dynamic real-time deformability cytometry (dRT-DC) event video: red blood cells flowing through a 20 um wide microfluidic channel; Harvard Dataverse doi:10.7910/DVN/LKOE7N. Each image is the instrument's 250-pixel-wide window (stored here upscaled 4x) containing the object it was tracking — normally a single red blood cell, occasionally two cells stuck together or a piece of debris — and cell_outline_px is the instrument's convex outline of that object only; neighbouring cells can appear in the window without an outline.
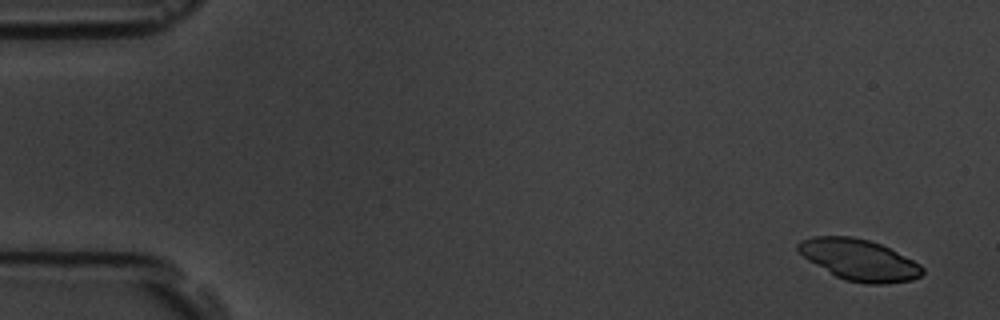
{"species": "common noctule bat (a hibernating species)", "species_latin": "Nyctalus noctula", "temperature_condition": "room temperature", "stored_images_in_passage": 5, "camera_frame_rate_fps": 3000, "um_per_image_px": 0.085, "animal": {"sex": "male", "body_mass_g": 19.5, "forearm_length_mm": 54.6}, "frame": {"image": 1, "passage_image": 1, "time_ms": 0.0, "image_size_px": [1000, 320], "cell_outline_px": [[924, 272], [920, 276], [912, 280], [884, 284], [868, 284], [844, 280], [836, 276], [808, 260], [796, 248], [796, 244], [800, 240], [812, 236], [852, 236], [868, 240], [880, 244], [920, 264], [924, 268]], "centroid_in_image_um": [73.01, 22.09], "position_along_channel_um": 12.0, "area_um2": 29.65}}